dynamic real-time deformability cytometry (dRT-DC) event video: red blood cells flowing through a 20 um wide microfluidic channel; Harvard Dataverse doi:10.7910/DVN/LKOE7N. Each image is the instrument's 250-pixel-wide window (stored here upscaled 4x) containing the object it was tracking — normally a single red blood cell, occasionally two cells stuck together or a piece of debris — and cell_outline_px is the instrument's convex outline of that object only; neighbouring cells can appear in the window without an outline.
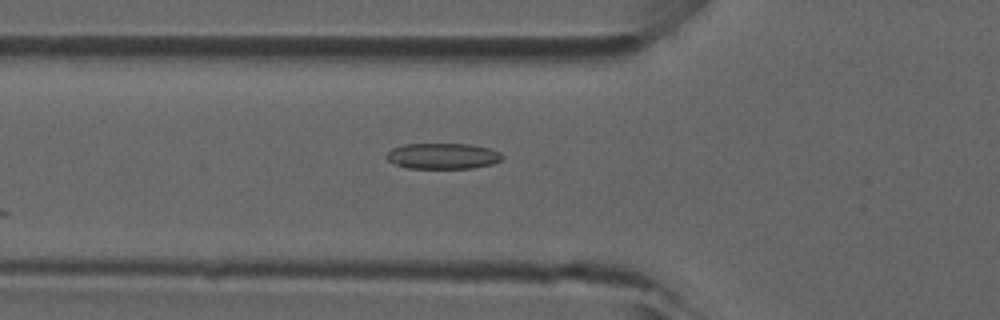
{"species": "common noctule bat (a hibernating species)", "species_latin": "Nyctalus noctula", "temperature_condition": "room temperature", "stored_images_in_passage": 14, "camera_frame_rate_fps": 3000, "um_per_image_px": 0.085, "animal": {"sex": "male", "forearm_length_mm": 52.5}, "frame": {"image": 1, "passage_image": 10, "time_ms": 3.0, "image_size_px": [1000, 320], "cell_outline_px": [[504, 156], [500, 160], [492, 164], [472, 168], [408, 168], [396, 164], [388, 160], [388, 152], [392, 148], [404, 144], [468, 144], [488, 148], [500, 152]], "centroid_in_image_um": [37.66, 13.26], "position_along_channel_um": 88.1, "area_um2": 17.22}}